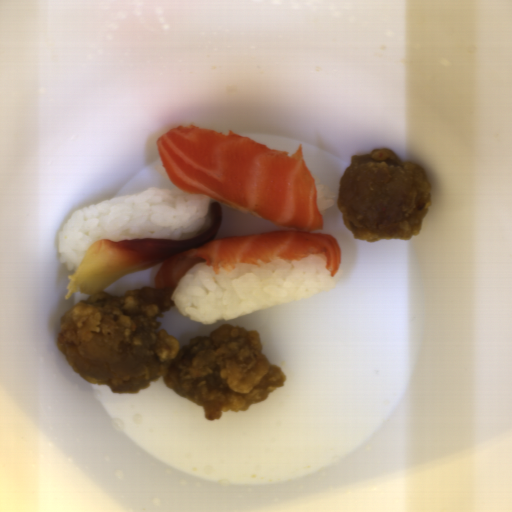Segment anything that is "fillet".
Instances as JSON below:
<instances>
[{
    "label": "fillet",
    "instance_id": "obj_1",
    "mask_svg": "<svg viewBox=\"0 0 512 512\" xmlns=\"http://www.w3.org/2000/svg\"><path fill=\"white\" fill-rule=\"evenodd\" d=\"M159 159L173 185L212 199L208 229L187 239H99L68 275L69 300L75 293L103 292L122 278L161 264L154 288L176 286L197 264L217 275L240 264L261 266L275 260L293 264L312 256L326 258L335 277L341 263L339 241L323 229L316 181L302 145L294 154L271 150L255 139L194 126L176 125L156 140ZM227 206L280 225L279 229L216 238L221 209Z\"/></svg>",
    "mask_w": 512,
    "mask_h": 512
}]
</instances>
